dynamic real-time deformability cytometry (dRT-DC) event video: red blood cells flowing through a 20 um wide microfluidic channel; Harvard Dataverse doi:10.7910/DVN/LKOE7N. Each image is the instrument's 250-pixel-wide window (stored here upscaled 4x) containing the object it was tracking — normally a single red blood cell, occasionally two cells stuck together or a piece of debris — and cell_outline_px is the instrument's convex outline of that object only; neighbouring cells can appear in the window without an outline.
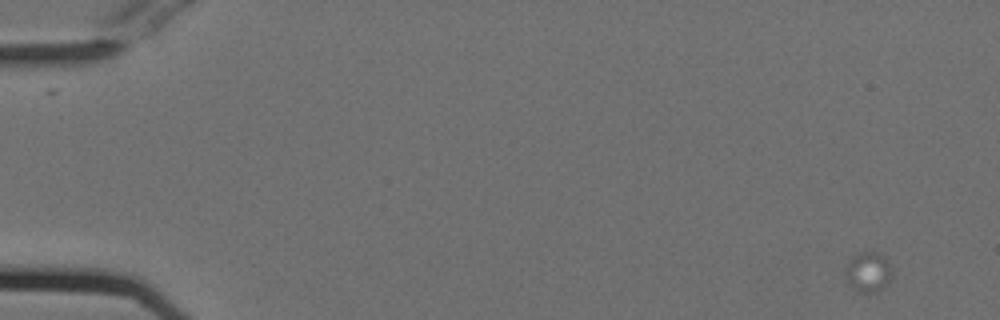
{"species": "Egyptian fruit bat (a non-hibernating species)", "species_latin": "Rousettus aegyptiacus", "temperature_condition": "cold", "stored_images_in_passage": 1, "camera_frame_rate_fps": 3000, "um_per_image_px": 0.085, "animal": {"sex": "female"}, "frame": {"image": 1, "passage_image": 1, "time_ms": 0.0, "image_size_px": [1000, 320], "cell_outline_px": [[892, 276], [880, 288], [872, 292], [860, 292], [852, 288], [844, 276], [844, 268], [852, 256], [856, 252], [872, 248], [880, 252], [884, 256], [892, 268]], "centroid_in_image_um": [73.75, 23.02], "position_along_channel_um": 11.2, "area_um2": 11.27}}